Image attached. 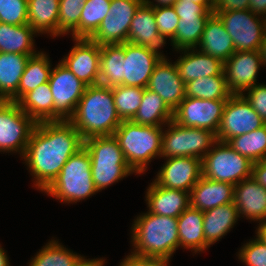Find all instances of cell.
<instances>
[{
  "instance_id": "52",
  "label": "cell",
  "mask_w": 266,
  "mask_h": 266,
  "mask_svg": "<svg viewBox=\"0 0 266 266\" xmlns=\"http://www.w3.org/2000/svg\"><path fill=\"white\" fill-rule=\"evenodd\" d=\"M156 3H153V1H150V0H145V2L152 6V7H160L161 6H172L174 5L177 0H154Z\"/></svg>"
},
{
  "instance_id": "33",
  "label": "cell",
  "mask_w": 266,
  "mask_h": 266,
  "mask_svg": "<svg viewBox=\"0 0 266 266\" xmlns=\"http://www.w3.org/2000/svg\"><path fill=\"white\" fill-rule=\"evenodd\" d=\"M125 43L101 45L99 84L113 87L122 85V61Z\"/></svg>"
},
{
  "instance_id": "50",
  "label": "cell",
  "mask_w": 266,
  "mask_h": 266,
  "mask_svg": "<svg viewBox=\"0 0 266 266\" xmlns=\"http://www.w3.org/2000/svg\"><path fill=\"white\" fill-rule=\"evenodd\" d=\"M249 10L266 18V0H249Z\"/></svg>"
},
{
  "instance_id": "23",
  "label": "cell",
  "mask_w": 266,
  "mask_h": 266,
  "mask_svg": "<svg viewBox=\"0 0 266 266\" xmlns=\"http://www.w3.org/2000/svg\"><path fill=\"white\" fill-rule=\"evenodd\" d=\"M234 202V185L201 177L190 192V206L202 212Z\"/></svg>"
},
{
  "instance_id": "41",
  "label": "cell",
  "mask_w": 266,
  "mask_h": 266,
  "mask_svg": "<svg viewBox=\"0 0 266 266\" xmlns=\"http://www.w3.org/2000/svg\"><path fill=\"white\" fill-rule=\"evenodd\" d=\"M87 0H60L58 36L73 32L79 26L82 9Z\"/></svg>"
},
{
  "instance_id": "17",
  "label": "cell",
  "mask_w": 266,
  "mask_h": 266,
  "mask_svg": "<svg viewBox=\"0 0 266 266\" xmlns=\"http://www.w3.org/2000/svg\"><path fill=\"white\" fill-rule=\"evenodd\" d=\"M166 159L154 181L164 188L191 192L203 176L202 159L192 156Z\"/></svg>"
},
{
  "instance_id": "18",
  "label": "cell",
  "mask_w": 266,
  "mask_h": 266,
  "mask_svg": "<svg viewBox=\"0 0 266 266\" xmlns=\"http://www.w3.org/2000/svg\"><path fill=\"white\" fill-rule=\"evenodd\" d=\"M264 65L259 51H236L225 63L226 84L231 94H243L257 82Z\"/></svg>"
},
{
  "instance_id": "36",
  "label": "cell",
  "mask_w": 266,
  "mask_h": 266,
  "mask_svg": "<svg viewBox=\"0 0 266 266\" xmlns=\"http://www.w3.org/2000/svg\"><path fill=\"white\" fill-rule=\"evenodd\" d=\"M232 94L227 88L226 76L221 75L197 78L186 83L185 96L206 100H227Z\"/></svg>"
},
{
  "instance_id": "35",
  "label": "cell",
  "mask_w": 266,
  "mask_h": 266,
  "mask_svg": "<svg viewBox=\"0 0 266 266\" xmlns=\"http://www.w3.org/2000/svg\"><path fill=\"white\" fill-rule=\"evenodd\" d=\"M51 63L48 55L38 52L30 56L18 87V101L29 91L49 81Z\"/></svg>"
},
{
  "instance_id": "7",
  "label": "cell",
  "mask_w": 266,
  "mask_h": 266,
  "mask_svg": "<svg viewBox=\"0 0 266 266\" xmlns=\"http://www.w3.org/2000/svg\"><path fill=\"white\" fill-rule=\"evenodd\" d=\"M252 167L253 162L249 158L219 140L202 159L203 177L232 185L251 177Z\"/></svg>"
},
{
  "instance_id": "19",
  "label": "cell",
  "mask_w": 266,
  "mask_h": 266,
  "mask_svg": "<svg viewBox=\"0 0 266 266\" xmlns=\"http://www.w3.org/2000/svg\"><path fill=\"white\" fill-rule=\"evenodd\" d=\"M163 56L156 64L147 89L157 93L174 111L185 98L186 83L180 77L176 64Z\"/></svg>"
},
{
  "instance_id": "24",
  "label": "cell",
  "mask_w": 266,
  "mask_h": 266,
  "mask_svg": "<svg viewBox=\"0 0 266 266\" xmlns=\"http://www.w3.org/2000/svg\"><path fill=\"white\" fill-rule=\"evenodd\" d=\"M127 42L157 50L166 44L159 35L154 9L145 1L139 6L132 18Z\"/></svg>"
},
{
  "instance_id": "48",
  "label": "cell",
  "mask_w": 266,
  "mask_h": 266,
  "mask_svg": "<svg viewBox=\"0 0 266 266\" xmlns=\"http://www.w3.org/2000/svg\"><path fill=\"white\" fill-rule=\"evenodd\" d=\"M249 0H215L213 12L248 10Z\"/></svg>"
},
{
  "instance_id": "38",
  "label": "cell",
  "mask_w": 266,
  "mask_h": 266,
  "mask_svg": "<svg viewBox=\"0 0 266 266\" xmlns=\"http://www.w3.org/2000/svg\"><path fill=\"white\" fill-rule=\"evenodd\" d=\"M227 143L253 163L264 160L266 159V124L252 132L235 136Z\"/></svg>"
},
{
  "instance_id": "14",
  "label": "cell",
  "mask_w": 266,
  "mask_h": 266,
  "mask_svg": "<svg viewBox=\"0 0 266 266\" xmlns=\"http://www.w3.org/2000/svg\"><path fill=\"white\" fill-rule=\"evenodd\" d=\"M226 101L185 96L173 111V121L185 127L207 129L217 135Z\"/></svg>"
},
{
  "instance_id": "1",
  "label": "cell",
  "mask_w": 266,
  "mask_h": 266,
  "mask_svg": "<svg viewBox=\"0 0 266 266\" xmlns=\"http://www.w3.org/2000/svg\"><path fill=\"white\" fill-rule=\"evenodd\" d=\"M83 145V138L69 120L37 123L22 157L34 177L35 187L45 191Z\"/></svg>"
},
{
  "instance_id": "39",
  "label": "cell",
  "mask_w": 266,
  "mask_h": 266,
  "mask_svg": "<svg viewBox=\"0 0 266 266\" xmlns=\"http://www.w3.org/2000/svg\"><path fill=\"white\" fill-rule=\"evenodd\" d=\"M83 259L53 239L31 259L29 266H76Z\"/></svg>"
},
{
  "instance_id": "29",
  "label": "cell",
  "mask_w": 266,
  "mask_h": 266,
  "mask_svg": "<svg viewBox=\"0 0 266 266\" xmlns=\"http://www.w3.org/2000/svg\"><path fill=\"white\" fill-rule=\"evenodd\" d=\"M37 32L29 25H10L0 22V52L35 55L34 36ZM34 35V36H33Z\"/></svg>"
},
{
  "instance_id": "56",
  "label": "cell",
  "mask_w": 266,
  "mask_h": 266,
  "mask_svg": "<svg viewBox=\"0 0 266 266\" xmlns=\"http://www.w3.org/2000/svg\"><path fill=\"white\" fill-rule=\"evenodd\" d=\"M4 248L0 245V266H10L8 261V256L6 254V251L3 250Z\"/></svg>"
},
{
  "instance_id": "43",
  "label": "cell",
  "mask_w": 266,
  "mask_h": 266,
  "mask_svg": "<svg viewBox=\"0 0 266 266\" xmlns=\"http://www.w3.org/2000/svg\"><path fill=\"white\" fill-rule=\"evenodd\" d=\"M153 9L159 35L165 42L168 37L171 40L175 36L179 22V17L173 5L153 7Z\"/></svg>"
},
{
  "instance_id": "34",
  "label": "cell",
  "mask_w": 266,
  "mask_h": 266,
  "mask_svg": "<svg viewBox=\"0 0 266 266\" xmlns=\"http://www.w3.org/2000/svg\"><path fill=\"white\" fill-rule=\"evenodd\" d=\"M213 14L208 11L204 16H182L179 18L175 36L171 39V45L177 50L197 48L207 20Z\"/></svg>"
},
{
  "instance_id": "37",
  "label": "cell",
  "mask_w": 266,
  "mask_h": 266,
  "mask_svg": "<svg viewBox=\"0 0 266 266\" xmlns=\"http://www.w3.org/2000/svg\"><path fill=\"white\" fill-rule=\"evenodd\" d=\"M111 0H87L72 38H89L109 14Z\"/></svg>"
},
{
  "instance_id": "25",
  "label": "cell",
  "mask_w": 266,
  "mask_h": 266,
  "mask_svg": "<svg viewBox=\"0 0 266 266\" xmlns=\"http://www.w3.org/2000/svg\"><path fill=\"white\" fill-rule=\"evenodd\" d=\"M205 54L218 58L225 63L236 51L231 36L222 21L212 14L206 22L201 41L197 46Z\"/></svg>"
},
{
  "instance_id": "49",
  "label": "cell",
  "mask_w": 266,
  "mask_h": 266,
  "mask_svg": "<svg viewBox=\"0 0 266 266\" xmlns=\"http://www.w3.org/2000/svg\"><path fill=\"white\" fill-rule=\"evenodd\" d=\"M251 177L266 188V159L253 163Z\"/></svg>"
},
{
  "instance_id": "42",
  "label": "cell",
  "mask_w": 266,
  "mask_h": 266,
  "mask_svg": "<svg viewBox=\"0 0 266 266\" xmlns=\"http://www.w3.org/2000/svg\"><path fill=\"white\" fill-rule=\"evenodd\" d=\"M0 22L10 25L28 24V1L0 0Z\"/></svg>"
},
{
  "instance_id": "26",
  "label": "cell",
  "mask_w": 266,
  "mask_h": 266,
  "mask_svg": "<svg viewBox=\"0 0 266 266\" xmlns=\"http://www.w3.org/2000/svg\"><path fill=\"white\" fill-rule=\"evenodd\" d=\"M30 56L0 52V100L18 102V87Z\"/></svg>"
},
{
  "instance_id": "11",
  "label": "cell",
  "mask_w": 266,
  "mask_h": 266,
  "mask_svg": "<svg viewBox=\"0 0 266 266\" xmlns=\"http://www.w3.org/2000/svg\"><path fill=\"white\" fill-rule=\"evenodd\" d=\"M48 83L54 100V121L69 120L75 113L86 85L61 62L51 70Z\"/></svg>"
},
{
  "instance_id": "20",
  "label": "cell",
  "mask_w": 266,
  "mask_h": 266,
  "mask_svg": "<svg viewBox=\"0 0 266 266\" xmlns=\"http://www.w3.org/2000/svg\"><path fill=\"white\" fill-rule=\"evenodd\" d=\"M234 203L239 217L266 222V188L257 183L252 177L234 185Z\"/></svg>"
},
{
  "instance_id": "12",
  "label": "cell",
  "mask_w": 266,
  "mask_h": 266,
  "mask_svg": "<svg viewBox=\"0 0 266 266\" xmlns=\"http://www.w3.org/2000/svg\"><path fill=\"white\" fill-rule=\"evenodd\" d=\"M264 125L243 95L232 94L225 103L216 138L228 142L235 136L252 132Z\"/></svg>"
},
{
  "instance_id": "28",
  "label": "cell",
  "mask_w": 266,
  "mask_h": 266,
  "mask_svg": "<svg viewBox=\"0 0 266 266\" xmlns=\"http://www.w3.org/2000/svg\"><path fill=\"white\" fill-rule=\"evenodd\" d=\"M203 212L189 206L178 218L179 246L194 253L205 250Z\"/></svg>"
},
{
  "instance_id": "44",
  "label": "cell",
  "mask_w": 266,
  "mask_h": 266,
  "mask_svg": "<svg viewBox=\"0 0 266 266\" xmlns=\"http://www.w3.org/2000/svg\"><path fill=\"white\" fill-rule=\"evenodd\" d=\"M238 258L247 266H266V244L257 236L240 248Z\"/></svg>"
},
{
  "instance_id": "3",
  "label": "cell",
  "mask_w": 266,
  "mask_h": 266,
  "mask_svg": "<svg viewBox=\"0 0 266 266\" xmlns=\"http://www.w3.org/2000/svg\"><path fill=\"white\" fill-rule=\"evenodd\" d=\"M133 252L139 256L157 258L169 263L178 250V221L176 217L146 212L139 215L132 225Z\"/></svg>"
},
{
  "instance_id": "5",
  "label": "cell",
  "mask_w": 266,
  "mask_h": 266,
  "mask_svg": "<svg viewBox=\"0 0 266 266\" xmlns=\"http://www.w3.org/2000/svg\"><path fill=\"white\" fill-rule=\"evenodd\" d=\"M83 147L90 155L92 179L98 192L135 173L114 135L88 138Z\"/></svg>"
},
{
  "instance_id": "21",
  "label": "cell",
  "mask_w": 266,
  "mask_h": 266,
  "mask_svg": "<svg viewBox=\"0 0 266 266\" xmlns=\"http://www.w3.org/2000/svg\"><path fill=\"white\" fill-rule=\"evenodd\" d=\"M177 51H183L182 54H184L178 57L179 59L174 63L176 64L180 77L185 83L197 78L221 75L224 72V63L221 60L209 54H205L197 50V48L181 49Z\"/></svg>"
},
{
  "instance_id": "6",
  "label": "cell",
  "mask_w": 266,
  "mask_h": 266,
  "mask_svg": "<svg viewBox=\"0 0 266 266\" xmlns=\"http://www.w3.org/2000/svg\"><path fill=\"white\" fill-rule=\"evenodd\" d=\"M44 192L64 203H77L98 192L92 179L91 158L84 147L69 158Z\"/></svg>"
},
{
  "instance_id": "51",
  "label": "cell",
  "mask_w": 266,
  "mask_h": 266,
  "mask_svg": "<svg viewBox=\"0 0 266 266\" xmlns=\"http://www.w3.org/2000/svg\"><path fill=\"white\" fill-rule=\"evenodd\" d=\"M105 260L102 258L96 259H86L84 258L79 264L76 266H104Z\"/></svg>"
},
{
  "instance_id": "45",
  "label": "cell",
  "mask_w": 266,
  "mask_h": 266,
  "mask_svg": "<svg viewBox=\"0 0 266 266\" xmlns=\"http://www.w3.org/2000/svg\"><path fill=\"white\" fill-rule=\"evenodd\" d=\"M247 91L246 96L244 93L242 95L266 124V85L255 84Z\"/></svg>"
},
{
  "instance_id": "55",
  "label": "cell",
  "mask_w": 266,
  "mask_h": 266,
  "mask_svg": "<svg viewBox=\"0 0 266 266\" xmlns=\"http://www.w3.org/2000/svg\"><path fill=\"white\" fill-rule=\"evenodd\" d=\"M260 55L263 60L264 66H266V33L265 36L261 42L260 48H259Z\"/></svg>"
},
{
  "instance_id": "54",
  "label": "cell",
  "mask_w": 266,
  "mask_h": 266,
  "mask_svg": "<svg viewBox=\"0 0 266 266\" xmlns=\"http://www.w3.org/2000/svg\"><path fill=\"white\" fill-rule=\"evenodd\" d=\"M256 234L266 244V222L259 224Z\"/></svg>"
},
{
  "instance_id": "8",
  "label": "cell",
  "mask_w": 266,
  "mask_h": 266,
  "mask_svg": "<svg viewBox=\"0 0 266 266\" xmlns=\"http://www.w3.org/2000/svg\"><path fill=\"white\" fill-rule=\"evenodd\" d=\"M162 132L161 157L192 156L203 159L217 141L216 134L207 129L185 127L170 121Z\"/></svg>"
},
{
  "instance_id": "22",
  "label": "cell",
  "mask_w": 266,
  "mask_h": 266,
  "mask_svg": "<svg viewBox=\"0 0 266 266\" xmlns=\"http://www.w3.org/2000/svg\"><path fill=\"white\" fill-rule=\"evenodd\" d=\"M148 211L153 214L178 218L190 206V192L168 189L155 181L146 192Z\"/></svg>"
},
{
  "instance_id": "46",
  "label": "cell",
  "mask_w": 266,
  "mask_h": 266,
  "mask_svg": "<svg viewBox=\"0 0 266 266\" xmlns=\"http://www.w3.org/2000/svg\"><path fill=\"white\" fill-rule=\"evenodd\" d=\"M173 7L179 18L182 16H204L209 11L201 4L184 0H177Z\"/></svg>"
},
{
  "instance_id": "30",
  "label": "cell",
  "mask_w": 266,
  "mask_h": 266,
  "mask_svg": "<svg viewBox=\"0 0 266 266\" xmlns=\"http://www.w3.org/2000/svg\"><path fill=\"white\" fill-rule=\"evenodd\" d=\"M17 103L36 123L54 121V100L48 82L26 93Z\"/></svg>"
},
{
  "instance_id": "40",
  "label": "cell",
  "mask_w": 266,
  "mask_h": 266,
  "mask_svg": "<svg viewBox=\"0 0 266 266\" xmlns=\"http://www.w3.org/2000/svg\"><path fill=\"white\" fill-rule=\"evenodd\" d=\"M144 88L135 86L116 85L112 87L116 111L120 119L131 120L143 98Z\"/></svg>"
},
{
  "instance_id": "32",
  "label": "cell",
  "mask_w": 266,
  "mask_h": 266,
  "mask_svg": "<svg viewBox=\"0 0 266 266\" xmlns=\"http://www.w3.org/2000/svg\"><path fill=\"white\" fill-rule=\"evenodd\" d=\"M28 24L41 34L58 36V14L60 0H27Z\"/></svg>"
},
{
  "instance_id": "53",
  "label": "cell",
  "mask_w": 266,
  "mask_h": 266,
  "mask_svg": "<svg viewBox=\"0 0 266 266\" xmlns=\"http://www.w3.org/2000/svg\"><path fill=\"white\" fill-rule=\"evenodd\" d=\"M201 4L206 10L213 11L215 0H184Z\"/></svg>"
},
{
  "instance_id": "10",
  "label": "cell",
  "mask_w": 266,
  "mask_h": 266,
  "mask_svg": "<svg viewBox=\"0 0 266 266\" xmlns=\"http://www.w3.org/2000/svg\"><path fill=\"white\" fill-rule=\"evenodd\" d=\"M213 13L231 36L235 51H259L266 33V18H260L249 9Z\"/></svg>"
},
{
  "instance_id": "9",
  "label": "cell",
  "mask_w": 266,
  "mask_h": 266,
  "mask_svg": "<svg viewBox=\"0 0 266 266\" xmlns=\"http://www.w3.org/2000/svg\"><path fill=\"white\" fill-rule=\"evenodd\" d=\"M36 124L17 102L0 100V152L23 157Z\"/></svg>"
},
{
  "instance_id": "15",
  "label": "cell",
  "mask_w": 266,
  "mask_h": 266,
  "mask_svg": "<svg viewBox=\"0 0 266 266\" xmlns=\"http://www.w3.org/2000/svg\"><path fill=\"white\" fill-rule=\"evenodd\" d=\"M163 56L157 49L125 42L122 85L147 88L154 68Z\"/></svg>"
},
{
  "instance_id": "31",
  "label": "cell",
  "mask_w": 266,
  "mask_h": 266,
  "mask_svg": "<svg viewBox=\"0 0 266 266\" xmlns=\"http://www.w3.org/2000/svg\"><path fill=\"white\" fill-rule=\"evenodd\" d=\"M173 120V111L155 92L144 88L143 98L131 121L145 126H163Z\"/></svg>"
},
{
  "instance_id": "13",
  "label": "cell",
  "mask_w": 266,
  "mask_h": 266,
  "mask_svg": "<svg viewBox=\"0 0 266 266\" xmlns=\"http://www.w3.org/2000/svg\"><path fill=\"white\" fill-rule=\"evenodd\" d=\"M145 0H111L109 14L89 37L98 45L122 44L128 40L130 23Z\"/></svg>"
},
{
  "instance_id": "27",
  "label": "cell",
  "mask_w": 266,
  "mask_h": 266,
  "mask_svg": "<svg viewBox=\"0 0 266 266\" xmlns=\"http://www.w3.org/2000/svg\"><path fill=\"white\" fill-rule=\"evenodd\" d=\"M205 249L220 240L234 226L239 218L234 202L223 204L203 212Z\"/></svg>"
},
{
  "instance_id": "47",
  "label": "cell",
  "mask_w": 266,
  "mask_h": 266,
  "mask_svg": "<svg viewBox=\"0 0 266 266\" xmlns=\"http://www.w3.org/2000/svg\"><path fill=\"white\" fill-rule=\"evenodd\" d=\"M119 266H168V263L161 259L131 253L126 256Z\"/></svg>"
},
{
  "instance_id": "4",
  "label": "cell",
  "mask_w": 266,
  "mask_h": 266,
  "mask_svg": "<svg viewBox=\"0 0 266 266\" xmlns=\"http://www.w3.org/2000/svg\"><path fill=\"white\" fill-rule=\"evenodd\" d=\"M163 127L123 120L114 132L127 164L135 173H143L151 160L161 157Z\"/></svg>"
},
{
  "instance_id": "2",
  "label": "cell",
  "mask_w": 266,
  "mask_h": 266,
  "mask_svg": "<svg viewBox=\"0 0 266 266\" xmlns=\"http://www.w3.org/2000/svg\"><path fill=\"white\" fill-rule=\"evenodd\" d=\"M69 121L83 140L113 135L122 120L116 111L112 87L100 84L86 86Z\"/></svg>"
},
{
  "instance_id": "16",
  "label": "cell",
  "mask_w": 266,
  "mask_h": 266,
  "mask_svg": "<svg viewBox=\"0 0 266 266\" xmlns=\"http://www.w3.org/2000/svg\"><path fill=\"white\" fill-rule=\"evenodd\" d=\"M75 45L60 62L86 86L99 84L101 46L89 38H74Z\"/></svg>"
}]
</instances>
